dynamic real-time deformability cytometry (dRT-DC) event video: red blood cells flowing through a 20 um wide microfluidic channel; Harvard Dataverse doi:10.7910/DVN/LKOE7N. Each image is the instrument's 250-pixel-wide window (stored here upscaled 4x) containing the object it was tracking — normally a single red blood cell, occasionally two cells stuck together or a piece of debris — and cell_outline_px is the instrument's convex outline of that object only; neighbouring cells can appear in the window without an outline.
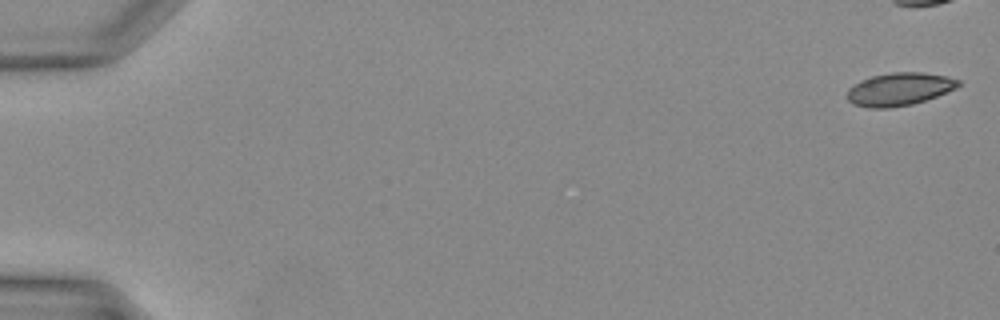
{"species": "Egyptian fruit bat (a non-hibernating species)", "species_latin": "Rousettus aegyptiacus", "temperature_condition": "warm", "stored_images_in_passage": 33, "camera_frame_rate_fps": 3000, "um_per_image_px": 0.085, "animal": {"sex": "female"}, "frame": {"image": 1, "passage_image": 1, "time_ms": 0.0, "image_size_px": [1000, 320], "cell_outline_px": [[960, 84], [956, 88], [936, 96], [912, 104], [888, 108], [868, 108], [852, 104], [848, 100], [848, 88], [852, 84], [860, 80], [872, 76], [892, 72], [920, 72], [944, 76], [960, 80]], "centroid_in_image_um": [76.39, 7.58], "position_along_channel_um": 8.6, "area_um2": 21.21}}
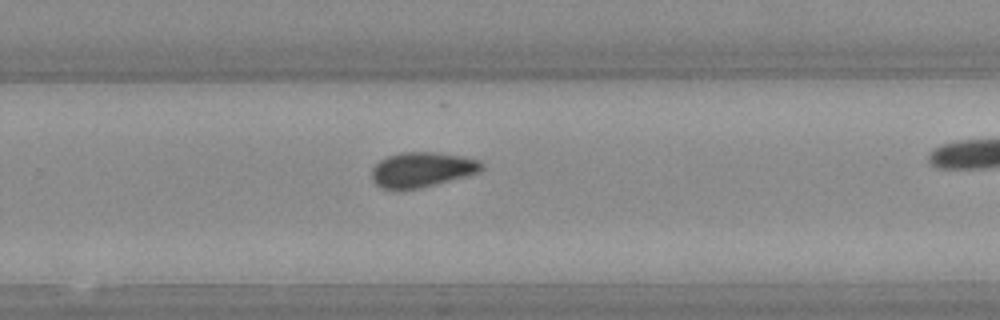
{"frame": {"image": 2, "passage_image": 27, "time_ms": 8.667, "image_size_px": [1000, 320], "cell_outline_px": [[484, 168], [480, 172], [420, 188], [380, 188], [372, 180], [372, 168], [380, 160], [388, 156], [400, 152], [432, 152], [460, 156], [480, 160], [484, 164]], "centroid_in_image_um": [35.88, 14.4], "position_along_channel_um": 293.9, "area_um2": 22.14}}
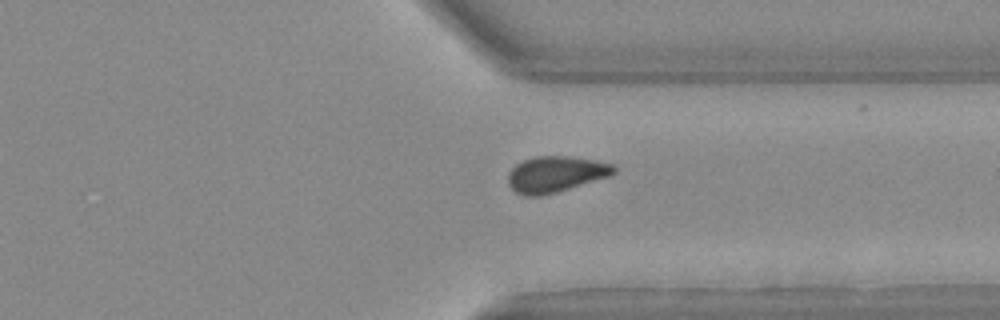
{"frame": {"image": 3, "passage_image": 31, "time_ms": 10.0, "image_size_px": [1000, 320], "cell_outline_px": [[616, 172], [608, 176], [556, 192], [540, 196], [528, 196], [516, 192], [508, 184], [508, 172], [516, 164], [524, 160], [536, 156], [568, 156], [596, 160], [612, 164], [616, 168]], "centroid_in_image_um": [47.21, 14.79], "position_along_channel_um": 364.2, "area_um2": 21.96}}